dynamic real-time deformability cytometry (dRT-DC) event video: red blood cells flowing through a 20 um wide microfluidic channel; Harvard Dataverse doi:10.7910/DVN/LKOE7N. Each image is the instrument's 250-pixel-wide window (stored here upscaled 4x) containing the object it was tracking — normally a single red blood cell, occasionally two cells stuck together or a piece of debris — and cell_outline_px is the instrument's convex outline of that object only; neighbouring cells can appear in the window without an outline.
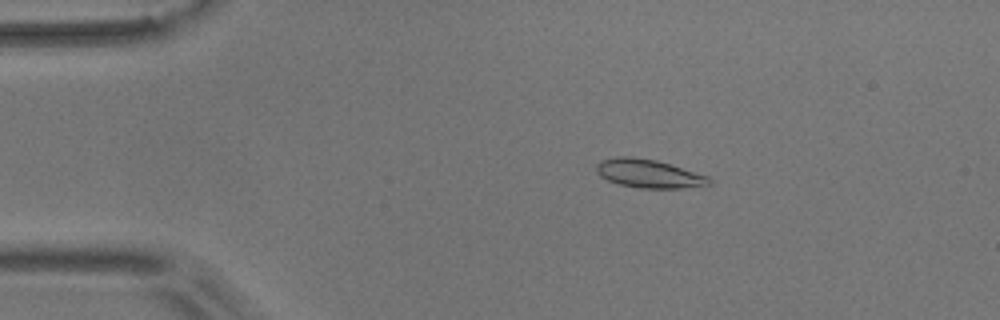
{"species": "common noctule bat (a hibernating species)", "species_latin": "Nyctalus noctula", "temperature_condition": "room temperature", "stored_images_in_passage": 55, "camera_frame_rate_fps": 3000, "um_per_image_px": 0.085, "animal": {"sex": "male", "body_mass_g": 17.9}, "frame": {"image": 1, "passage_image": 10, "time_ms": 3.0, "image_size_px": [1000, 320], "cell_outline_px": [[712, 184], [680, 188], [640, 188], [620, 184], [608, 180], [600, 176], [596, 172], [596, 164], [600, 160], [616, 156], [632, 156], [656, 160], [708, 176], [712, 180]], "centroid_in_image_um": [55.11, 14.74], "position_along_channel_um": 29.9, "area_um2": 18.67}}
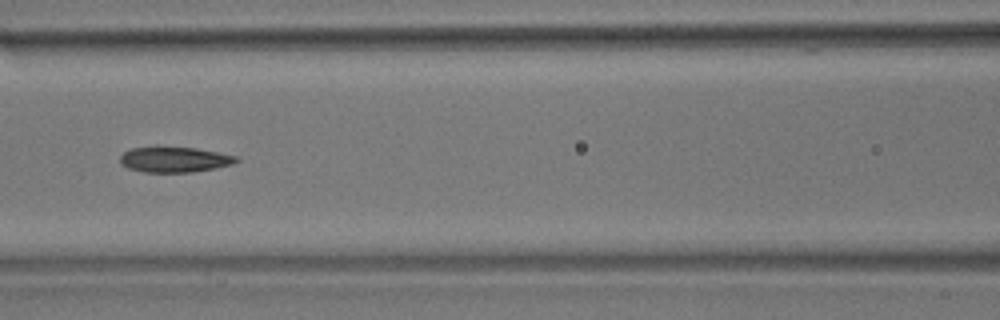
{"frame": {"image": 2, "passage_image": 24, "time_ms": 7.667, "image_size_px": [1000, 320], "cell_outline_px": [[240, 160], [232, 164], [216, 168], [192, 172], [144, 172], [128, 168], [120, 164], [120, 156], [124, 152], [132, 148], [156, 144], [196, 148], [236, 156]], "centroid_in_image_um": [14.77, 13.52], "position_along_channel_um": 151.8, "area_um2": 17.8}}
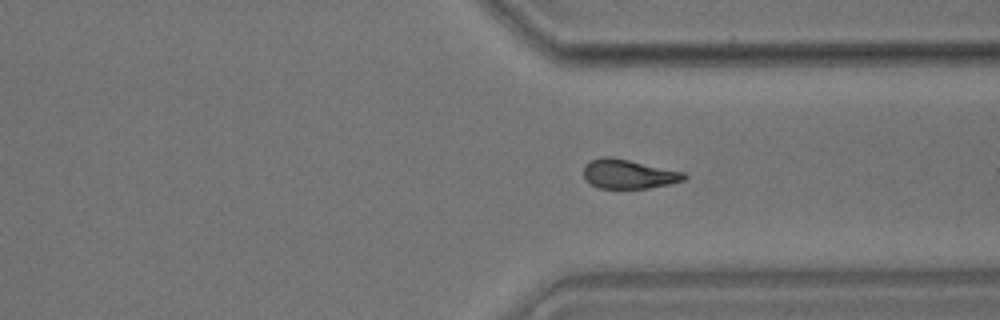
{"frame": {"image": 3, "passage_image": 41, "time_ms": 13.333, "image_size_px": [1000, 320], "cell_outline_px": [[688, 176], [684, 180], [668, 184], [648, 188], [600, 188], [592, 184], [584, 176], [584, 164], [600, 156], [612, 156], [688, 172]], "centroid_in_image_um": [53.48, 14.77], "position_along_channel_um": 357.9, "area_um2": 17.34}, "authors_computed_cell_mechanics": {"area_um2": 17.629, "velocity_mm_per_s": 3.6424, "shape_relaxation_time_tau1_ms": 6.043, "shape_relaxation_time_tau2_ms": 4.6276, "deformation_change_tau1": 0.1413, "deformation_change_tau2": 0.1219}}